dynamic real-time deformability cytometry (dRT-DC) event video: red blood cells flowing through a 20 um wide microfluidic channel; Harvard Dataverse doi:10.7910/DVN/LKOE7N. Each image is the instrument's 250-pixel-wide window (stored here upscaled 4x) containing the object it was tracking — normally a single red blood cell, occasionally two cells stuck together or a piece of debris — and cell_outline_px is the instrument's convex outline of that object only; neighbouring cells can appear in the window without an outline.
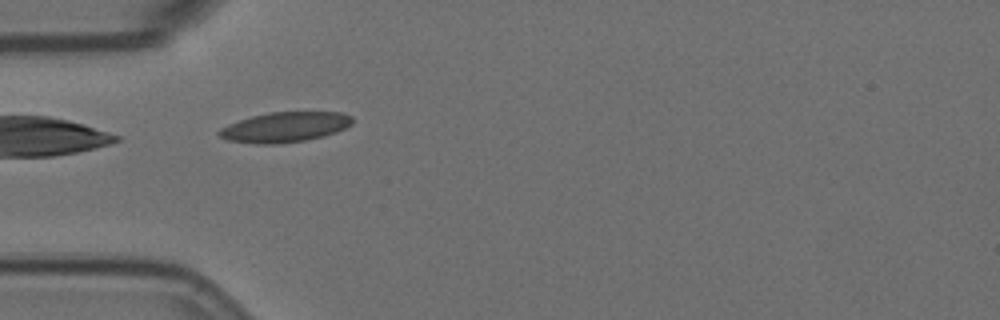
{"species": "Egyptian fruit bat (a non-hibernating species)", "species_latin": "Rousettus aegyptiacus", "temperature_condition": "room temperature", "stored_images_in_passage": 41, "camera_frame_rate_fps": 3000, "um_per_image_px": 0.085, "animal": {"sex": "female"}, "frame": {"image": 1, "passage_image": 1, "time_ms": 0.0, "image_size_px": [1000, 320], "cell_outline_px": [[352, 124], [336, 132], [324, 136], [304, 140], [276, 144], [256, 144], [228, 140], [220, 136], [216, 132], [220, 128], [228, 124], [252, 116], [268, 112], [340, 112], [352, 116]], "centroid_in_image_um": [24.2, 10.8], "position_along_channel_um": 60.8, "area_um2": 23.29}}
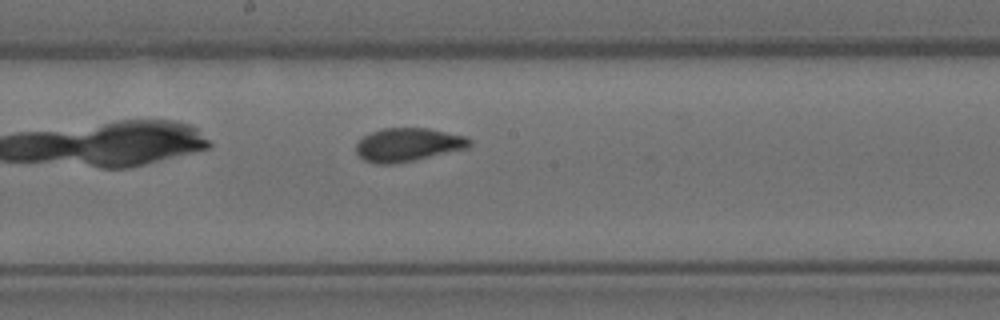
{"frame": {"image": 2, "passage_image": 14, "time_ms": 4.333, "image_size_px": [1000, 320], "cell_outline_px": [[472, 144], [468, 148], [412, 160], [392, 164], [372, 164], [364, 160], [356, 152], [356, 144], [364, 136], [372, 132], [384, 128], [428, 128], [464, 136], [472, 140]], "centroid_in_image_um": [34.67, 12.3], "position_along_channel_um": 213.5, "area_um2": 21.91}}
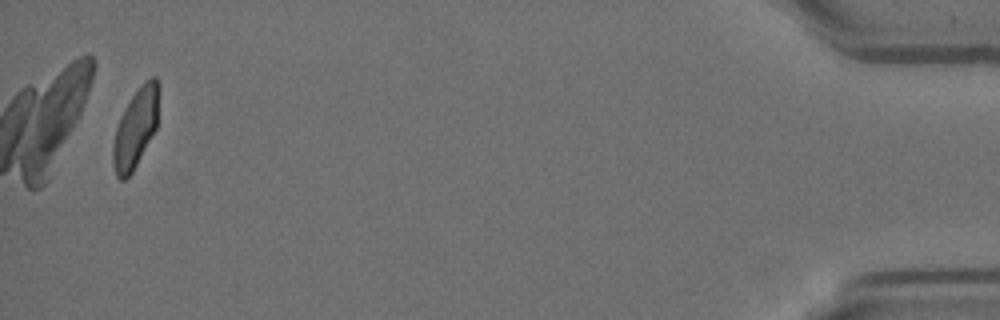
{"frame": {"image": 3, "passage_image": 39, "time_ms": 12.667, "image_size_px": [1000, 320], "cell_outline_px": [[160, 88], [156, 128], [132, 172], [124, 180], [120, 180], [116, 176], [112, 164], [112, 144], [116, 128], [120, 116], [124, 108], [132, 96], [144, 80], [152, 76], [156, 76], [160, 84]], "centroid_in_image_um": [11.52, 10.84], "position_along_channel_um": 423.7, "area_um2": 21.33}, "authors_computed_cell_mechanics": {"area_um2": 21.9062, "velocity_mm_per_s": 3.5493, "shape_relaxation_time_tau1_ms": 9.7303, "shape_relaxation_time_tau2_ms": 0.6954, "deformation_change_tau1": 0.1866, "deformation_change_tau2": 0.0481}}